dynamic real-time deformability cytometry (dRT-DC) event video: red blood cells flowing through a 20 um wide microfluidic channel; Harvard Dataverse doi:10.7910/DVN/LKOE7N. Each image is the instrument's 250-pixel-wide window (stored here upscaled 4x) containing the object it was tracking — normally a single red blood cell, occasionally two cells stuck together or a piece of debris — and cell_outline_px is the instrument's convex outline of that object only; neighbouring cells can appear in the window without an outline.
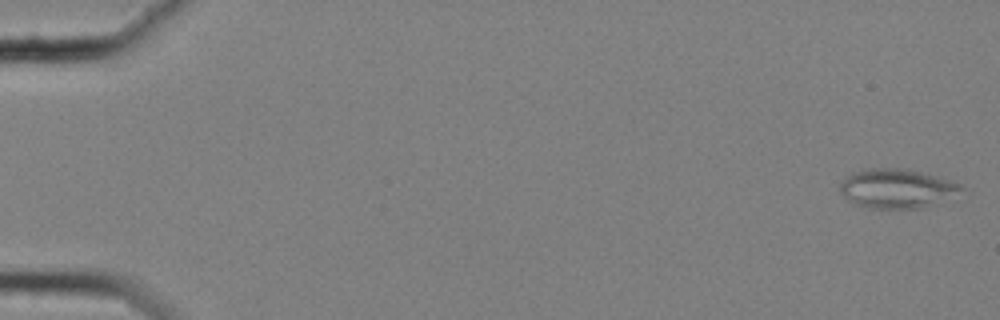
{"species": "common noctule bat (a hibernating species)", "species_latin": "Nyctalus noctula", "temperature_condition": "cold", "stored_images_in_passage": 13, "camera_frame_rate_fps": 3000, "um_per_image_px": 0.085, "animal": {"sex": "female", "body_mass_g": 25.1}, "frame": {"image": 1, "passage_image": 1, "time_ms": 0.0, "image_size_px": [1000, 320], "cell_outline_px": [[960, 188], [920, 208], [868, 208], [856, 204], [848, 200], [840, 192], [840, 184], [852, 172], [864, 168], [908, 168], [936, 176], [960, 184]], "centroid_in_image_um": [76.05, 15.98], "position_along_channel_um": 8.9, "area_um2": 26.65}}